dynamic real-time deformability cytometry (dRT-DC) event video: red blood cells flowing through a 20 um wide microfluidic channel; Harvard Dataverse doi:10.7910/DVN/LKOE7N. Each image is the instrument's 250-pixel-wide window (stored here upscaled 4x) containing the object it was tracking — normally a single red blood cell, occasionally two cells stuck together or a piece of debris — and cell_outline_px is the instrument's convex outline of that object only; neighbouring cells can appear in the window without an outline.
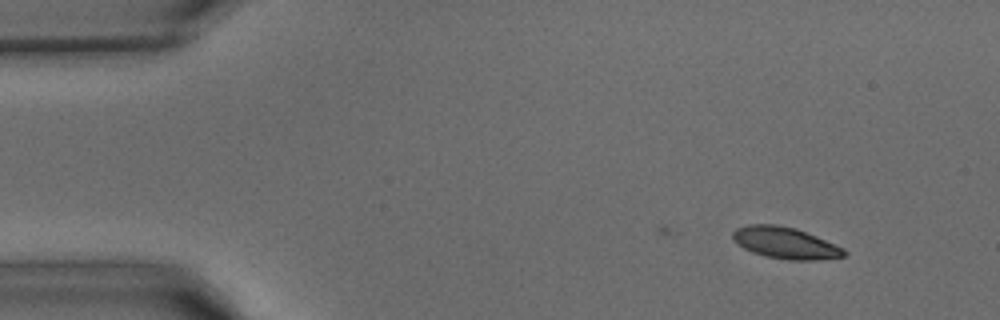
{"species": "common noctule bat (a hibernating species)", "species_latin": "Nyctalus noctula", "temperature_condition": "warm", "stored_images_in_passage": 2, "camera_frame_rate_fps": 3000, "um_per_image_px": 0.085, "animal": {"sex": "male", "body_mass_g": 15.6}, "frame": {"image": 1, "passage_image": 2, "time_ms": 0.333, "image_size_px": [1000, 320], "cell_outline_px": [[848, 252], [844, 256], [812, 260], [788, 260], [764, 256], [752, 252], [744, 248], [732, 236], [732, 232], [736, 228], [748, 224], [776, 224], [796, 228], [816, 236], [844, 248]], "centroid_in_image_um": [66.75, 20.64], "position_along_channel_um": 18.2, "area_um2": 20.35}}